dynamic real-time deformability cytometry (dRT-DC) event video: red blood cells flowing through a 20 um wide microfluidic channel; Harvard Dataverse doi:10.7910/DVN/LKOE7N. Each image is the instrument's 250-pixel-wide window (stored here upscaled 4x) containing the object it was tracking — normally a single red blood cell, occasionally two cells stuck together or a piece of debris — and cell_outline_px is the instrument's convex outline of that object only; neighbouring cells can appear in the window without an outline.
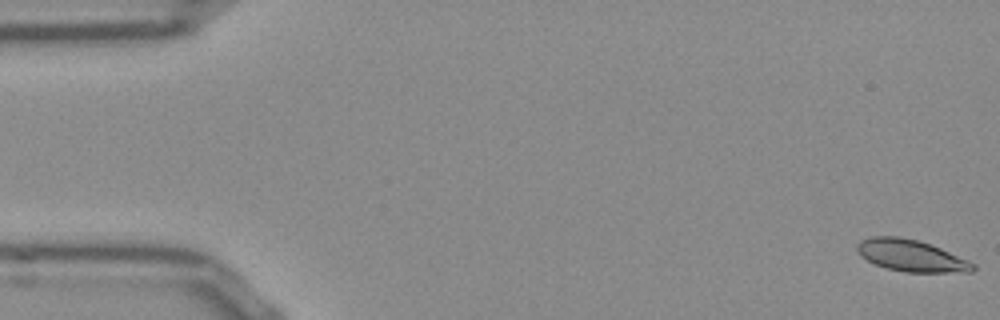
{"species": "Egyptian fruit bat (a non-hibernating species)", "species_latin": "Rousettus aegyptiacus", "temperature_condition": "room temperature", "stored_images_in_passage": 53, "camera_frame_rate_fps": 3000, "um_per_image_px": 0.085, "frame": {"image": 1, "passage_image": 1, "time_ms": 0.0, "image_size_px": [1000, 320], "cell_outline_px": [[976, 268], [972, 272], [908, 272], [888, 268], [876, 264], [868, 260], [856, 248], [856, 244], [860, 240], [872, 236], [896, 236], [916, 240], [940, 248], [968, 260], [976, 264]], "centroid_in_image_um": [77.48, 21.73], "position_along_channel_um": 7.5, "area_um2": 21.04}}
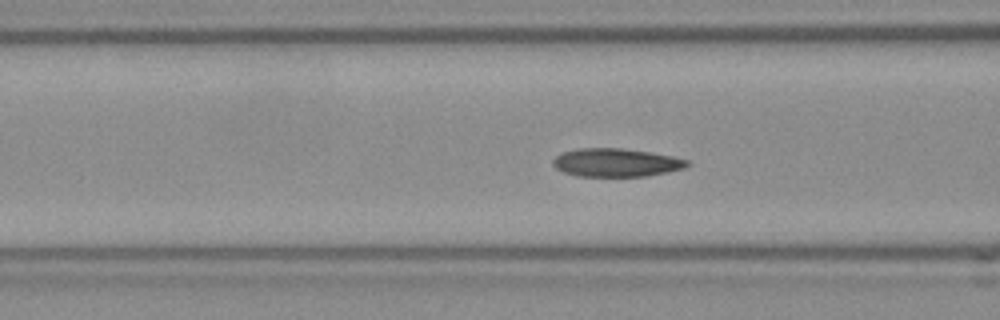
{"frame": {"image": 2, "passage_image": 20, "time_ms": 6.333, "image_size_px": [1000, 320], "cell_outline_px": [[688, 164], [684, 168], [644, 176], [576, 176], [564, 172], [556, 168], [552, 164], [552, 160], [560, 152], [576, 148], [620, 148], [648, 152], [672, 156], [688, 160]], "centroid_in_image_um": [52.29, 13.81], "position_along_channel_um": 114.3, "area_um2": 21.96}}
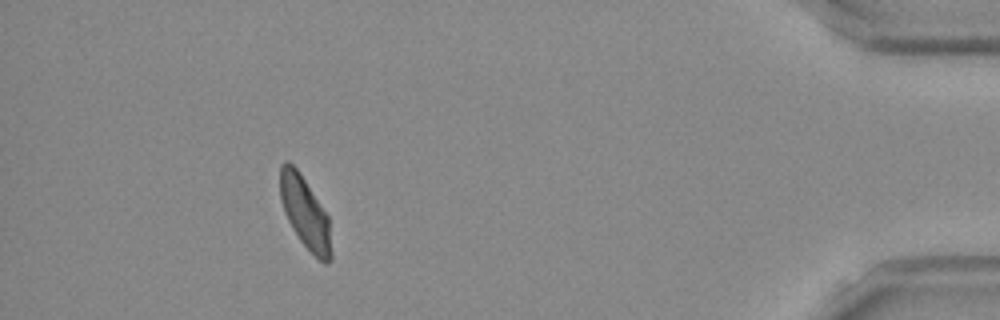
{"frame": {"image": 3, "passage_image": 48, "time_ms": 15.667, "image_size_px": [1000, 320], "cell_outline_px": [[332, 260], [328, 264], [324, 264], [300, 240], [292, 228], [284, 212], [280, 200], [280, 164], [284, 160], [288, 160], [300, 172], [328, 216], [332, 252]], "centroid_in_image_um": [25.92, 18.06], "position_along_channel_um": 409.3, "area_um2": 21.39}, "authors_computed_cell_mechanics": {"area_um2": 21.7906, "velocity_mm_per_s": 3.8151, "shape_relaxation_time_tau1_ms": 4.1346, "shape_relaxation_time_tau2_ms": 2.1002, "deformation_change_tau1": 0.1182, "deformation_change_tau2": 0.0663}}